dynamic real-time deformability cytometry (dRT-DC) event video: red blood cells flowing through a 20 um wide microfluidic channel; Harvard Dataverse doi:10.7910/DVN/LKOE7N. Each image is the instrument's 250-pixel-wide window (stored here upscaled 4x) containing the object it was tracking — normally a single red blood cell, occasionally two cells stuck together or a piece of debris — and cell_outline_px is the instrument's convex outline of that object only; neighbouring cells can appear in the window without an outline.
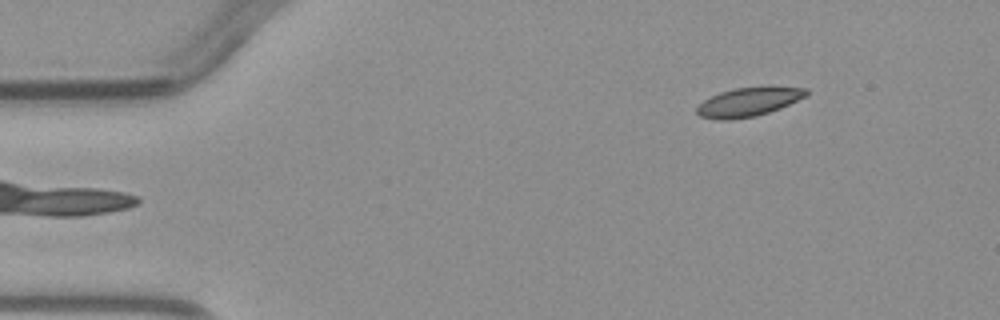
{"species": "common noctule bat (a hibernating species)", "species_latin": "Nyctalus noctula", "temperature_condition": "warm", "stored_images_in_passage": 5, "camera_frame_rate_fps": 3000, "um_per_image_px": 0.085, "animal": {"sex": "male", "body_mass_g": 23.1, "forearm_length_mm": 52.7}, "frame": {"image": 1, "passage_image": 5, "time_ms": 4.667, "image_size_px": [1000, 320], "cell_outline_px": [[808, 96], [780, 108], [756, 116], [732, 120], [716, 120], [700, 116], [696, 112], [696, 108], [704, 100], [720, 92], [736, 88], [768, 84], [772, 84], [808, 88]], "centroid_in_image_um": [63.71, 8.62], "position_along_channel_um": 21.3, "area_um2": 19.13}}